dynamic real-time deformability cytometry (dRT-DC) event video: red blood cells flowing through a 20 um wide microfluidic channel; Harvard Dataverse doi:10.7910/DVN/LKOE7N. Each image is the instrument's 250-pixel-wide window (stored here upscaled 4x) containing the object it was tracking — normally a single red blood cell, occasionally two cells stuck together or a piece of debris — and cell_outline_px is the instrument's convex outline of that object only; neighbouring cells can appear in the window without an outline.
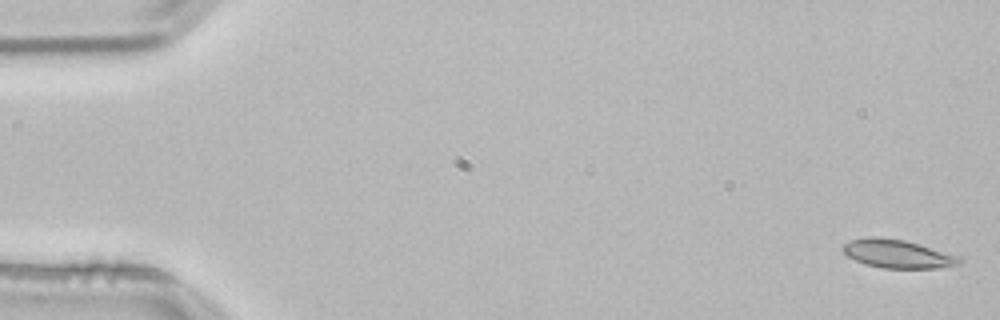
{"species": "common noctule bat (a hibernating species)", "species_latin": "Nyctalus noctula", "temperature_condition": "room temperature", "stored_images_in_passage": 53, "camera_frame_rate_fps": 3000, "um_per_image_px": 0.085, "animal": {"sex": "male", "body_mass_g": 21.5, "forearm_length_mm": 52.0}, "frame": {"image": 1, "passage_image": 1, "time_ms": 0.0, "image_size_px": [1000, 320], "cell_outline_px": [[964, 260], [960, 264], [936, 268], [884, 268], [864, 264], [848, 256], [844, 252], [844, 244], [852, 240], [872, 236], [876, 236], [904, 240], [920, 244], [960, 256]], "centroid_in_image_um": [76.34, 21.58], "position_along_channel_um": 8.7, "area_um2": 19.19}}
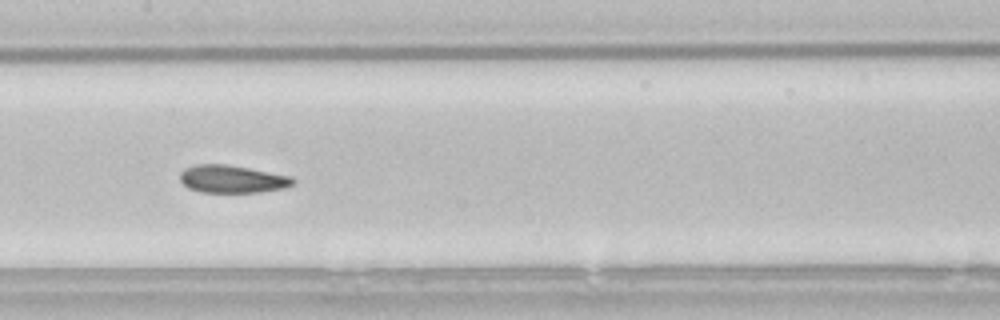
{"frame": {"image": 2, "passage_image": 26, "time_ms": 8.333, "image_size_px": [1000, 320], "cell_outline_px": [[296, 184], [284, 188], [260, 192], [200, 192], [188, 188], [180, 180], [180, 172], [184, 168], [196, 164], [224, 164], [248, 168], [292, 176], [296, 180]], "centroid_in_image_um": [19.75, 15.22], "position_along_channel_um": 187.6, "area_um2": 18.32}}
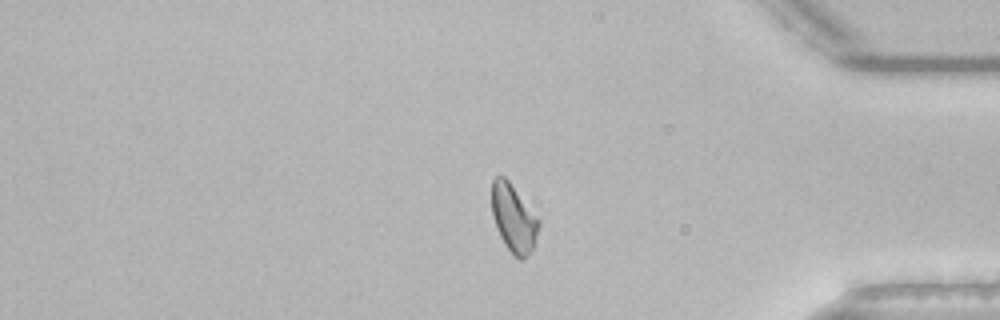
{"frame": {"image": 3, "passage_image": 44, "time_ms": 14.333, "image_size_px": [1000, 320], "cell_outline_px": [[540, 224], [532, 248], [528, 256], [524, 260], [520, 260], [512, 256], [504, 244], [496, 228], [492, 216], [492, 180], [496, 176], [504, 176], [508, 180], [540, 220]], "centroid_in_image_um": [43.64, 18.59], "position_along_channel_um": 391.6, "area_um2": 18.61}, "authors_computed_cell_mechanics": {"area_um2": 18.5538, "velocity_mm_per_s": 3.8266, "shape_relaxation_time_tau1_ms": 4.5213, "shape_relaxation_time_tau2_ms": 1.2652, "deformation_change_tau1": 0.118, "deformation_change_tau2": 0.0591}}